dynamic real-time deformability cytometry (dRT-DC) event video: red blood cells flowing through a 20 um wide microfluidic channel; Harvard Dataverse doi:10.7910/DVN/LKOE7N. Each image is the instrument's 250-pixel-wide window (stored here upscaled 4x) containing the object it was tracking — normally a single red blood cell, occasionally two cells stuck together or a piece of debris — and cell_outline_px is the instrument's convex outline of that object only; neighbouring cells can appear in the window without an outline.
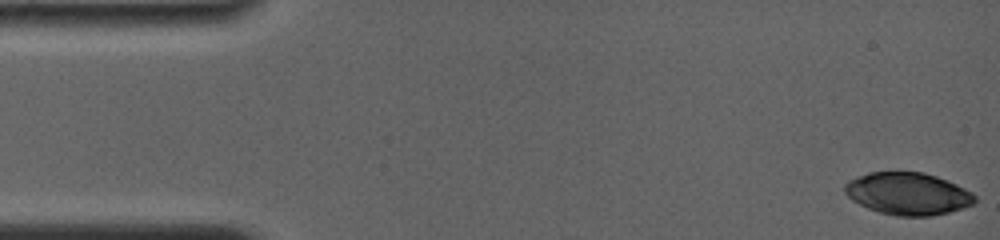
{"species": "common noctule bat (a hibernating species)", "species_latin": "Nyctalus noctula", "temperature_condition": "room temperature", "stored_images_in_passage": 10, "camera_frame_rate_fps": 4000, "um_per_image_px": 0.085, "animal": {"sex": "female", "body_mass_g": 19.0, "forearm_length_mm": 56.7}, "frame": {"image": 1, "passage_image": 1, "time_ms": 0.0, "image_size_px": [1000, 240], "cell_outline_px": [[976, 204], [964, 208], [932, 216], [896, 216], [880, 212], [868, 208], [852, 200], [844, 192], [844, 184], [848, 180], [868, 172], [896, 168], [924, 172], [948, 180], [972, 192], [976, 196]], "centroid_in_image_um": [77.16, 16.41], "position_along_channel_um": 7.8, "area_um2": 33.06}}